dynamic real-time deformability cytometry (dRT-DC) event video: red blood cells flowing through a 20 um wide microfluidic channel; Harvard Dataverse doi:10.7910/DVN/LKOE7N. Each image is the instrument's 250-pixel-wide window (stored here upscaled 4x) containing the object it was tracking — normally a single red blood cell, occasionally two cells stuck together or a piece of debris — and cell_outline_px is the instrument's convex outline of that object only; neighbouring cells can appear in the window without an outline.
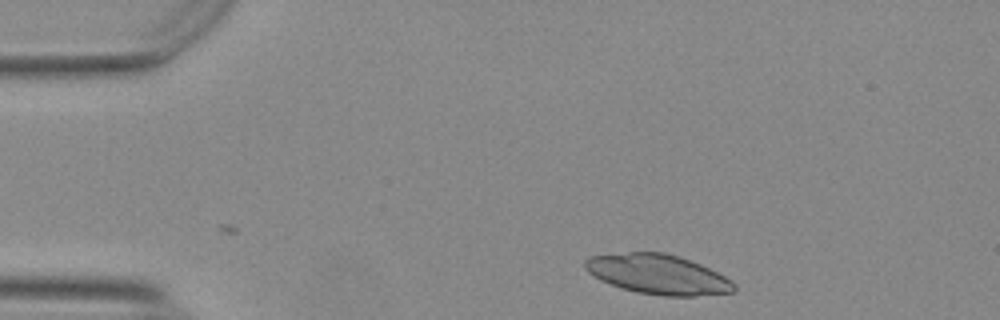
{"species": "Egyptian fruit bat (a non-hibernating species)", "species_latin": "Rousettus aegyptiacus", "temperature_condition": "warm", "stored_images_in_passage": 42, "camera_frame_rate_fps": 3000, "um_per_image_px": 0.085, "animal": {"sex": "female"}, "frame": {"image": 1, "passage_image": 1, "time_ms": 0.0, "image_size_px": [1000, 320], "cell_outline_px": [[736, 292], [696, 296], [664, 296], [636, 292], [600, 280], [588, 272], [584, 268], [584, 260], [588, 256], [628, 252], [664, 252], [680, 256], [700, 264], [732, 280], [736, 284]], "centroid_in_image_um": [55.94, 23.31], "position_along_channel_um": 29.1, "area_um2": 34.62}}